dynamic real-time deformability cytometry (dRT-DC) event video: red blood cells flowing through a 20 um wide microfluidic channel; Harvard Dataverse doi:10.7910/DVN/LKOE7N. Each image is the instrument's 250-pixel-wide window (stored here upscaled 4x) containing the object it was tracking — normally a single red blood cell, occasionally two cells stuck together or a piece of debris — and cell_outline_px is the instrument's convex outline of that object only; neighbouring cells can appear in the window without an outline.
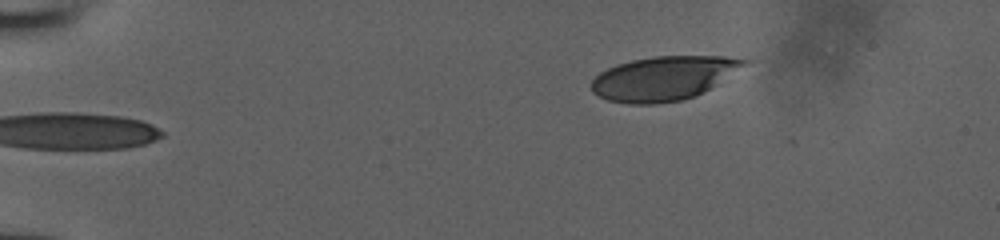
{"species": "human", "species_latin": "Homo sapiens", "temperature_condition": "room temperature", "stored_images_in_passage": 43, "camera_frame_rate_fps": 3000, "um_per_image_px": 0.085, "donor": {"sex": "male"}, "frame": {"image": 1, "passage_image": 1, "time_ms": 0.0, "image_size_px": [1000, 240], "cell_outline_px": [[752, 60], [748, 64], [704, 92], [680, 100], [652, 104], [628, 104], [608, 100], [592, 92], [592, 80], [600, 72], [616, 64], [632, 60], [652, 56], [724, 56]], "centroid_in_image_um": [56.41, 6.64], "position_along_channel_um": 28.6, "area_um2": 39.07}}
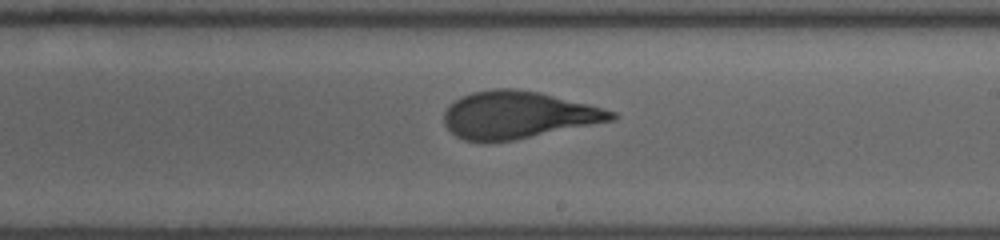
{"frame": {"image": 2, "passage_image": 24, "time_ms": 7.667, "image_size_px": [1000, 240], "cell_outline_px": [[620, 116], [616, 120], [516, 140], [484, 144], [464, 140], [456, 136], [444, 124], [444, 112], [448, 104], [460, 96], [472, 92], [492, 88], [516, 88], [540, 92], [604, 108], [616, 112]], "centroid_in_image_um": [44.02, 9.78], "position_along_channel_um": 245.0, "area_um2": 47.05}}
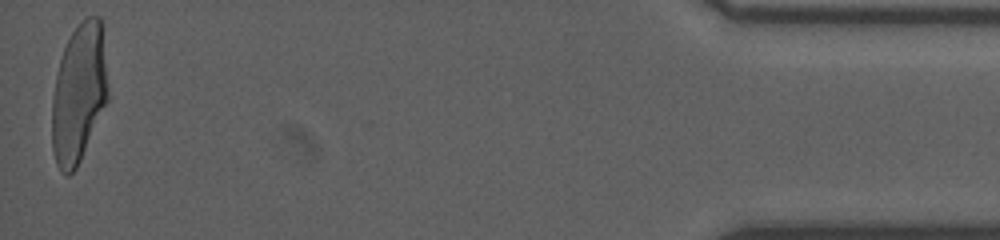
{"frame": {"image": 3, "passage_image": 43, "time_ms": 14.0, "image_size_px": [1000, 240], "cell_outline_px": [[108, 100], [80, 160], [76, 168], [68, 176], [64, 176], [60, 172], [56, 164], [52, 148], [52, 96], [56, 76], [60, 60], [64, 48], [72, 32], [88, 16], [100, 16], [108, 84]], "centroid_in_image_um": [6.69, 7.99], "position_along_channel_um": 428.5, "area_um2": 45.08}}